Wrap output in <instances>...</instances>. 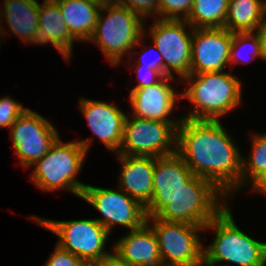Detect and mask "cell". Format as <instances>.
Returning a JSON list of instances; mask_svg holds the SVG:
<instances>
[{
  "label": "cell",
  "instance_id": "obj_20",
  "mask_svg": "<svg viewBox=\"0 0 266 266\" xmlns=\"http://www.w3.org/2000/svg\"><path fill=\"white\" fill-rule=\"evenodd\" d=\"M2 17L23 43L38 45L39 5L38 0H3Z\"/></svg>",
  "mask_w": 266,
  "mask_h": 266
},
{
  "label": "cell",
  "instance_id": "obj_26",
  "mask_svg": "<svg viewBox=\"0 0 266 266\" xmlns=\"http://www.w3.org/2000/svg\"><path fill=\"white\" fill-rule=\"evenodd\" d=\"M194 0H160L158 19L186 20Z\"/></svg>",
  "mask_w": 266,
  "mask_h": 266
},
{
  "label": "cell",
  "instance_id": "obj_18",
  "mask_svg": "<svg viewBox=\"0 0 266 266\" xmlns=\"http://www.w3.org/2000/svg\"><path fill=\"white\" fill-rule=\"evenodd\" d=\"M116 156L121 163L118 188L146 208L152 198L155 158L118 153Z\"/></svg>",
  "mask_w": 266,
  "mask_h": 266
},
{
  "label": "cell",
  "instance_id": "obj_11",
  "mask_svg": "<svg viewBox=\"0 0 266 266\" xmlns=\"http://www.w3.org/2000/svg\"><path fill=\"white\" fill-rule=\"evenodd\" d=\"M116 189L86 184L80 198L97 209L101 217L95 219L110 234L117 225L128 231L141 228L147 220L145 207L120 188Z\"/></svg>",
  "mask_w": 266,
  "mask_h": 266
},
{
  "label": "cell",
  "instance_id": "obj_14",
  "mask_svg": "<svg viewBox=\"0 0 266 266\" xmlns=\"http://www.w3.org/2000/svg\"><path fill=\"white\" fill-rule=\"evenodd\" d=\"M175 76H165L155 85L131 89L129 104L133 111L131 115L150 120L171 123L176 129L181 124L183 117L172 119L170 115L176 107V102L181 100V92H175L170 82H175ZM169 116V117H168Z\"/></svg>",
  "mask_w": 266,
  "mask_h": 266
},
{
  "label": "cell",
  "instance_id": "obj_36",
  "mask_svg": "<svg viewBox=\"0 0 266 266\" xmlns=\"http://www.w3.org/2000/svg\"><path fill=\"white\" fill-rule=\"evenodd\" d=\"M263 47V60L266 61V35H261Z\"/></svg>",
  "mask_w": 266,
  "mask_h": 266
},
{
  "label": "cell",
  "instance_id": "obj_28",
  "mask_svg": "<svg viewBox=\"0 0 266 266\" xmlns=\"http://www.w3.org/2000/svg\"><path fill=\"white\" fill-rule=\"evenodd\" d=\"M144 38H145V35H143L139 41L137 42L136 46L138 47L139 45L143 47L142 51L141 50H138V53L139 51L141 52L139 56V58H137L138 60L134 63L133 65L135 67H146V68H151L153 70H157L158 72H160L164 77H165V69H164V66H163V57L161 56V54L159 53V51L157 50L156 46L154 45L153 46H146L144 45L143 41H144ZM142 44V45H141ZM148 49V50H147ZM150 51V52H149ZM155 53L154 55L156 56L155 58L156 59H149V55L151 53L152 55V52ZM148 53V54H147ZM150 55V56H151ZM148 58V59H147ZM137 64V65H136Z\"/></svg>",
  "mask_w": 266,
  "mask_h": 266
},
{
  "label": "cell",
  "instance_id": "obj_33",
  "mask_svg": "<svg viewBox=\"0 0 266 266\" xmlns=\"http://www.w3.org/2000/svg\"><path fill=\"white\" fill-rule=\"evenodd\" d=\"M89 266H127L122 263L114 254L106 259L95 262Z\"/></svg>",
  "mask_w": 266,
  "mask_h": 266
},
{
  "label": "cell",
  "instance_id": "obj_9",
  "mask_svg": "<svg viewBox=\"0 0 266 266\" xmlns=\"http://www.w3.org/2000/svg\"><path fill=\"white\" fill-rule=\"evenodd\" d=\"M193 29L185 20L158 18H154L148 32L144 27V35H150L151 44L163 57L165 76L173 77L175 73L177 81H182L190 74Z\"/></svg>",
  "mask_w": 266,
  "mask_h": 266
},
{
  "label": "cell",
  "instance_id": "obj_23",
  "mask_svg": "<svg viewBox=\"0 0 266 266\" xmlns=\"http://www.w3.org/2000/svg\"><path fill=\"white\" fill-rule=\"evenodd\" d=\"M229 0H194L188 18L193 28L224 27Z\"/></svg>",
  "mask_w": 266,
  "mask_h": 266
},
{
  "label": "cell",
  "instance_id": "obj_8",
  "mask_svg": "<svg viewBox=\"0 0 266 266\" xmlns=\"http://www.w3.org/2000/svg\"><path fill=\"white\" fill-rule=\"evenodd\" d=\"M146 223L157 237L163 266H203L204 242L199 235L204 232L203 226L156 217H147Z\"/></svg>",
  "mask_w": 266,
  "mask_h": 266
},
{
  "label": "cell",
  "instance_id": "obj_22",
  "mask_svg": "<svg viewBox=\"0 0 266 266\" xmlns=\"http://www.w3.org/2000/svg\"><path fill=\"white\" fill-rule=\"evenodd\" d=\"M266 0H229L224 28L232 33L261 29Z\"/></svg>",
  "mask_w": 266,
  "mask_h": 266
},
{
  "label": "cell",
  "instance_id": "obj_15",
  "mask_svg": "<svg viewBox=\"0 0 266 266\" xmlns=\"http://www.w3.org/2000/svg\"><path fill=\"white\" fill-rule=\"evenodd\" d=\"M194 176L180 155L156 157L153 172V192L145 208L147 217H155Z\"/></svg>",
  "mask_w": 266,
  "mask_h": 266
},
{
  "label": "cell",
  "instance_id": "obj_25",
  "mask_svg": "<svg viewBox=\"0 0 266 266\" xmlns=\"http://www.w3.org/2000/svg\"><path fill=\"white\" fill-rule=\"evenodd\" d=\"M246 47L248 49H246ZM246 50H249V52H247ZM245 51L247 52V54L243 53ZM256 58L263 60V47L260 31L233 33L230 52V64H247L255 60Z\"/></svg>",
  "mask_w": 266,
  "mask_h": 266
},
{
  "label": "cell",
  "instance_id": "obj_38",
  "mask_svg": "<svg viewBox=\"0 0 266 266\" xmlns=\"http://www.w3.org/2000/svg\"><path fill=\"white\" fill-rule=\"evenodd\" d=\"M1 34L3 35V32H2V31H0V35H1ZM0 37H1V36H0ZM0 41H3V39H0ZM0 44L2 45L3 43L0 42Z\"/></svg>",
  "mask_w": 266,
  "mask_h": 266
},
{
  "label": "cell",
  "instance_id": "obj_37",
  "mask_svg": "<svg viewBox=\"0 0 266 266\" xmlns=\"http://www.w3.org/2000/svg\"><path fill=\"white\" fill-rule=\"evenodd\" d=\"M90 1H94V2L99 3L101 5H105L109 2H113V0H90Z\"/></svg>",
  "mask_w": 266,
  "mask_h": 266
},
{
  "label": "cell",
  "instance_id": "obj_2",
  "mask_svg": "<svg viewBox=\"0 0 266 266\" xmlns=\"http://www.w3.org/2000/svg\"><path fill=\"white\" fill-rule=\"evenodd\" d=\"M181 82V98L192 103L183 118L220 121L242 103V82L230 72L189 74Z\"/></svg>",
  "mask_w": 266,
  "mask_h": 266
},
{
  "label": "cell",
  "instance_id": "obj_4",
  "mask_svg": "<svg viewBox=\"0 0 266 266\" xmlns=\"http://www.w3.org/2000/svg\"><path fill=\"white\" fill-rule=\"evenodd\" d=\"M92 139L75 140L65 144L60 137L49 151L32 166L30 180L45 192L70 191L81 197L85 183L76 177L80 174Z\"/></svg>",
  "mask_w": 266,
  "mask_h": 266
},
{
  "label": "cell",
  "instance_id": "obj_16",
  "mask_svg": "<svg viewBox=\"0 0 266 266\" xmlns=\"http://www.w3.org/2000/svg\"><path fill=\"white\" fill-rule=\"evenodd\" d=\"M78 104L94 136L96 135L107 150L118 153L123 141L127 114L116 103L114 105L81 97Z\"/></svg>",
  "mask_w": 266,
  "mask_h": 266
},
{
  "label": "cell",
  "instance_id": "obj_19",
  "mask_svg": "<svg viewBox=\"0 0 266 266\" xmlns=\"http://www.w3.org/2000/svg\"><path fill=\"white\" fill-rule=\"evenodd\" d=\"M38 19V44L51 43L69 61L73 54V44L77 40L69 32L59 5L54 0H43L39 5Z\"/></svg>",
  "mask_w": 266,
  "mask_h": 266
},
{
  "label": "cell",
  "instance_id": "obj_24",
  "mask_svg": "<svg viewBox=\"0 0 266 266\" xmlns=\"http://www.w3.org/2000/svg\"><path fill=\"white\" fill-rule=\"evenodd\" d=\"M251 153L241 158V189L266 169V133H253L250 138ZM246 185V186H245Z\"/></svg>",
  "mask_w": 266,
  "mask_h": 266
},
{
  "label": "cell",
  "instance_id": "obj_35",
  "mask_svg": "<svg viewBox=\"0 0 266 266\" xmlns=\"http://www.w3.org/2000/svg\"><path fill=\"white\" fill-rule=\"evenodd\" d=\"M0 6H1V4H0ZM3 25H4V27H3ZM0 31L3 32V36L6 35V33H5V31H6V28H5V22L3 21V17H2V9H1V7H0ZM4 34H5V35H4Z\"/></svg>",
  "mask_w": 266,
  "mask_h": 266
},
{
  "label": "cell",
  "instance_id": "obj_30",
  "mask_svg": "<svg viewBox=\"0 0 266 266\" xmlns=\"http://www.w3.org/2000/svg\"><path fill=\"white\" fill-rule=\"evenodd\" d=\"M53 253L44 266H89L84 260L55 244Z\"/></svg>",
  "mask_w": 266,
  "mask_h": 266
},
{
  "label": "cell",
  "instance_id": "obj_1",
  "mask_svg": "<svg viewBox=\"0 0 266 266\" xmlns=\"http://www.w3.org/2000/svg\"><path fill=\"white\" fill-rule=\"evenodd\" d=\"M228 132L219 120L183 118L176 152L195 176L211 181L229 199L241 189L242 154Z\"/></svg>",
  "mask_w": 266,
  "mask_h": 266
},
{
  "label": "cell",
  "instance_id": "obj_3",
  "mask_svg": "<svg viewBox=\"0 0 266 266\" xmlns=\"http://www.w3.org/2000/svg\"><path fill=\"white\" fill-rule=\"evenodd\" d=\"M211 230L215 237L204 246L203 266H266V242L240 230L228 204L204 227Z\"/></svg>",
  "mask_w": 266,
  "mask_h": 266
},
{
  "label": "cell",
  "instance_id": "obj_29",
  "mask_svg": "<svg viewBox=\"0 0 266 266\" xmlns=\"http://www.w3.org/2000/svg\"><path fill=\"white\" fill-rule=\"evenodd\" d=\"M160 0H113L114 3L129 8L134 13L140 15L144 20L153 14L157 18L158 4Z\"/></svg>",
  "mask_w": 266,
  "mask_h": 266
},
{
  "label": "cell",
  "instance_id": "obj_32",
  "mask_svg": "<svg viewBox=\"0 0 266 266\" xmlns=\"http://www.w3.org/2000/svg\"><path fill=\"white\" fill-rule=\"evenodd\" d=\"M251 191L266 195V169L258 174L250 183Z\"/></svg>",
  "mask_w": 266,
  "mask_h": 266
},
{
  "label": "cell",
  "instance_id": "obj_12",
  "mask_svg": "<svg viewBox=\"0 0 266 266\" xmlns=\"http://www.w3.org/2000/svg\"><path fill=\"white\" fill-rule=\"evenodd\" d=\"M9 133L14 152L25 169L39 161L60 137L49 119L29 108L16 119Z\"/></svg>",
  "mask_w": 266,
  "mask_h": 266
},
{
  "label": "cell",
  "instance_id": "obj_13",
  "mask_svg": "<svg viewBox=\"0 0 266 266\" xmlns=\"http://www.w3.org/2000/svg\"><path fill=\"white\" fill-rule=\"evenodd\" d=\"M233 33L224 27L194 28L190 74L224 71L230 66Z\"/></svg>",
  "mask_w": 266,
  "mask_h": 266
},
{
  "label": "cell",
  "instance_id": "obj_27",
  "mask_svg": "<svg viewBox=\"0 0 266 266\" xmlns=\"http://www.w3.org/2000/svg\"><path fill=\"white\" fill-rule=\"evenodd\" d=\"M27 109L10 96H0V128L10 130L16 119Z\"/></svg>",
  "mask_w": 266,
  "mask_h": 266
},
{
  "label": "cell",
  "instance_id": "obj_34",
  "mask_svg": "<svg viewBox=\"0 0 266 266\" xmlns=\"http://www.w3.org/2000/svg\"><path fill=\"white\" fill-rule=\"evenodd\" d=\"M259 31H260V35H266V8H265L264 16L262 19L261 29Z\"/></svg>",
  "mask_w": 266,
  "mask_h": 266
},
{
  "label": "cell",
  "instance_id": "obj_17",
  "mask_svg": "<svg viewBox=\"0 0 266 266\" xmlns=\"http://www.w3.org/2000/svg\"><path fill=\"white\" fill-rule=\"evenodd\" d=\"M116 241L112 252L127 266H163L157 237L147 223Z\"/></svg>",
  "mask_w": 266,
  "mask_h": 266
},
{
  "label": "cell",
  "instance_id": "obj_5",
  "mask_svg": "<svg viewBox=\"0 0 266 266\" xmlns=\"http://www.w3.org/2000/svg\"><path fill=\"white\" fill-rule=\"evenodd\" d=\"M103 12H107L106 15ZM144 21L129 8L109 2L102 5L94 32L87 43H96L110 64L117 67L124 56L131 58L134 55V47L144 35Z\"/></svg>",
  "mask_w": 266,
  "mask_h": 266
},
{
  "label": "cell",
  "instance_id": "obj_7",
  "mask_svg": "<svg viewBox=\"0 0 266 266\" xmlns=\"http://www.w3.org/2000/svg\"><path fill=\"white\" fill-rule=\"evenodd\" d=\"M33 222L58 236L57 245L84 260L88 265L113 255L105 250L111 235L96 219L52 220L39 216Z\"/></svg>",
  "mask_w": 266,
  "mask_h": 266
},
{
  "label": "cell",
  "instance_id": "obj_31",
  "mask_svg": "<svg viewBox=\"0 0 266 266\" xmlns=\"http://www.w3.org/2000/svg\"><path fill=\"white\" fill-rule=\"evenodd\" d=\"M131 67L132 70L137 74L136 77L138 81V84H136L132 89H139L142 87L155 85L164 78V76L157 70L146 67H134L130 65V68Z\"/></svg>",
  "mask_w": 266,
  "mask_h": 266
},
{
  "label": "cell",
  "instance_id": "obj_6",
  "mask_svg": "<svg viewBox=\"0 0 266 266\" xmlns=\"http://www.w3.org/2000/svg\"><path fill=\"white\" fill-rule=\"evenodd\" d=\"M227 198L211 181L194 175L155 217L205 227L228 204Z\"/></svg>",
  "mask_w": 266,
  "mask_h": 266
},
{
  "label": "cell",
  "instance_id": "obj_21",
  "mask_svg": "<svg viewBox=\"0 0 266 266\" xmlns=\"http://www.w3.org/2000/svg\"><path fill=\"white\" fill-rule=\"evenodd\" d=\"M60 7L69 32L87 42L94 32L101 4L90 0H54Z\"/></svg>",
  "mask_w": 266,
  "mask_h": 266
},
{
  "label": "cell",
  "instance_id": "obj_10",
  "mask_svg": "<svg viewBox=\"0 0 266 266\" xmlns=\"http://www.w3.org/2000/svg\"><path fill=\"white\" fill-rule=\"evenodd\" d=\"M176 141L177 129L171 123L138 118L128 112L118 154L154 158L166 156L176 152Z\"/></svg>",
  "mask_w": 266,
  "mask_h": 266
}]
</instances>
